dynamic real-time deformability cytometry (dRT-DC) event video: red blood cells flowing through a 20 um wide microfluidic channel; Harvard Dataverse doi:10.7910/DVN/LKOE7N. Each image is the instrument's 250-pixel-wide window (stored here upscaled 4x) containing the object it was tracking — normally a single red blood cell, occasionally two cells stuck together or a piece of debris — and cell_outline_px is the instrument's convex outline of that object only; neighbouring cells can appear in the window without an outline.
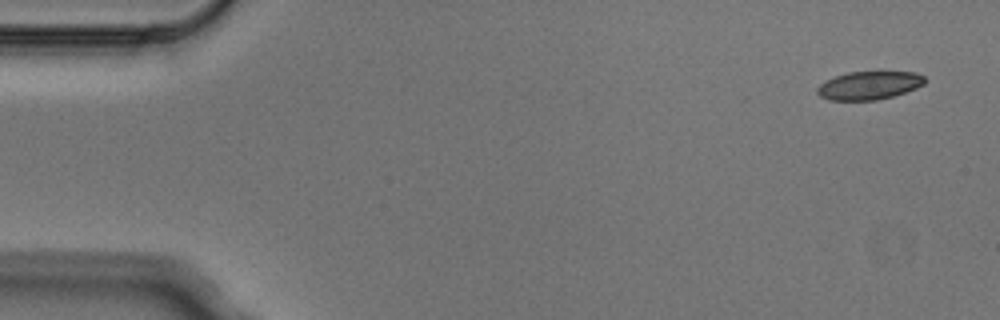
{"species": "Egyptian fruit bat (a non-hibernating species)", "species_latin": "Rousettus aegyptiacus", "temperature_condition": "cold", "stored_images_in_passage": 4, "camera_frame_rate_fps": 3000, "um_per_image_px": 0.085, "animal": {"sex": "male"}, "frame": {"image": 1, "passage_image": 1, "time_ms": 0.0, "image_size_px": [1000, 320], "cell_outline_px": [[928, 80], [924, 84], [916, 88], [892, 96], [876, 100], [828, 100], [820, 96], [816, 92], [816, 88], [824, 80], [848, 72], [916, 72], [924, 76]], "centroid_in_image_um": [73.86, 7.26], "position_along_channel_um": 11.1, "area_um2": 17.74}}